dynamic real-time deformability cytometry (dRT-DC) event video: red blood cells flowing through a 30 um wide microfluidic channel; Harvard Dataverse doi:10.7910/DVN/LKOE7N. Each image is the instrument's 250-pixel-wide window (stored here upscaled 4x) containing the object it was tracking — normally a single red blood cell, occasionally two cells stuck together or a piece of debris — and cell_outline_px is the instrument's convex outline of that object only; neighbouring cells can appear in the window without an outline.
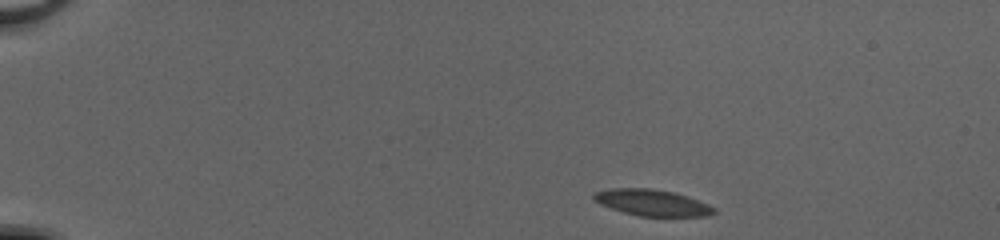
{"species": "common noctule bat (a hibernating species)", "species_latin": "Nyctalus noctula", "temperature_condition": "cold", "stored_images_in_passage": 46, "camera_frame_rate_fps": 3000, "um_per_image_px": 0.085, "animal": {"sex": "female", "body_mass_g": 20.0, "forearm_length_mm": 54.0}, "frame": {"image": 1, "passage_image": 1, "time_ms": 0.0, "image_size_px": [1000, 240], "cell_outline_px": [[716, 212], [708, 216], [640, 216], [624, 212], [600, 204], [592, 200], [592, 196], [596, 192], [612, 188], [652, 188], [672, 192], [688, 196], [708, 204], [716, 208]], "centroid_in_image_um": [55.45, 17.22], "position_along_channel_um": 29.6, "area_um2": 18.38}}
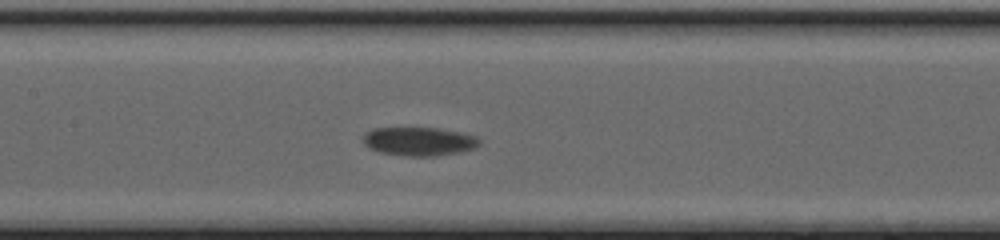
{"frame": {"image": 2, "passage_image": 20, "time_ms": 6.333, "image_size_px": [1000, 240], "cell_outline_px": [[480, 144], [476, 148], [436, 156], [404, 156], [380, 152], [368, 148], [364, 144], [364, 132], [372, 128], [436, 128], [460, 132], [476, 136], [480, 140]], "centroid_in_image_um": [35.6, 12.02], "position_along_channel_um": 171.8, "area_um2": 19.42}}
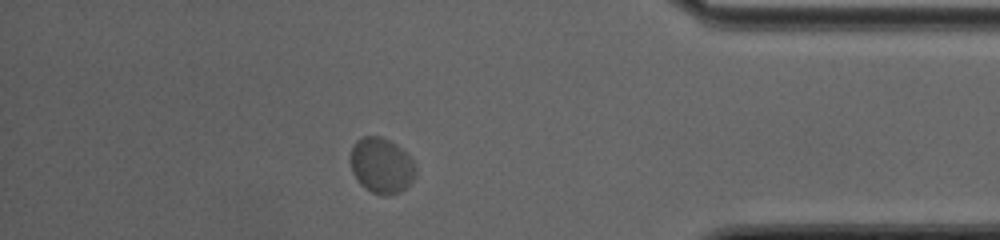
{"frame": {"image": 3, "passage_image": 40, "time_ms": 13.0, "image_size_px": [1000, 240], "cell_outline_px": [[416, 172], [412, 180], [400, 192], [388, 196], [384, 196], [372, 192], [364, 188], [360, 184], [352, 172], [352, 144], [360, 136], [380, 136], [396, 144], [412, 156], [416, 164]], "centroid_in_image_um": [32.45, 14.06], "position_along_channel_um": 402.8, "area_um2": 21.27}}